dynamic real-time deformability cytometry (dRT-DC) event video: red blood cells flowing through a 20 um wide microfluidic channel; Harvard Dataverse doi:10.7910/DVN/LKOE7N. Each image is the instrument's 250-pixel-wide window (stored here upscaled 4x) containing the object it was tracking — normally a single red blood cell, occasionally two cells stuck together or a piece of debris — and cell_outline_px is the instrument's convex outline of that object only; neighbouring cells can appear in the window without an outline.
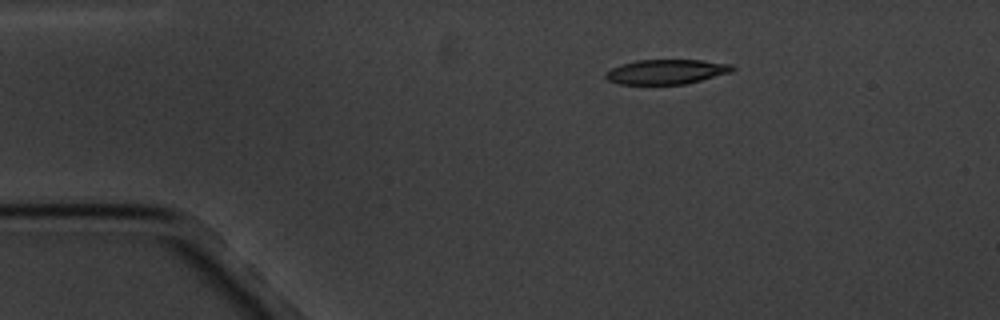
{"species": "common noctule bat (a hibernating species)", "species_latin": "Nyctalus noctula", "temperature_condition": "cold", "stored_images_in_passage": 3, "camera_frame_rate_fps": 3000, "um_per_image_px": 0.085, "animal": {"sex": "male", "body_mass_g": 20.1, "forearm_length_mm": 53.5}, "frame": {"image": 1, "passage_image": 1, "time_ms": 0.0, "image_size_px": [1000, 320], "cell_outline_px": [[736, 68], [732, 72], [684, 84], [620, 84], [608, 80], [604, 76], [612, 68], [636, 60], [704, 60], [732, 64]], "centroid_in_image_um": [56.69, 6.09], "position_along_channel_um": 28.3, "area_um2": 18.09}}
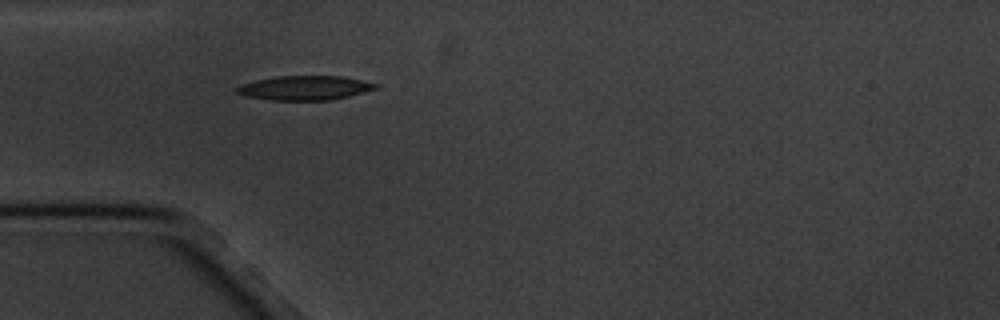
{"frame": {"image": 2, "passage_image": 3, "time_ms": 2.333, "image_size_px": [1000, 320], "cell_outline_px": [[380, 88], [348, 96], [328, 100], [268, 100], [244, 96], [236, 92], [232, 88], [240, 84], [256, 80], [276, 76], [344, 76], [380, 84]], "centroid_in_image_um": [25.88, 7.47], "position_along_channel_um": 59.1, "area_um2": 19.94}}